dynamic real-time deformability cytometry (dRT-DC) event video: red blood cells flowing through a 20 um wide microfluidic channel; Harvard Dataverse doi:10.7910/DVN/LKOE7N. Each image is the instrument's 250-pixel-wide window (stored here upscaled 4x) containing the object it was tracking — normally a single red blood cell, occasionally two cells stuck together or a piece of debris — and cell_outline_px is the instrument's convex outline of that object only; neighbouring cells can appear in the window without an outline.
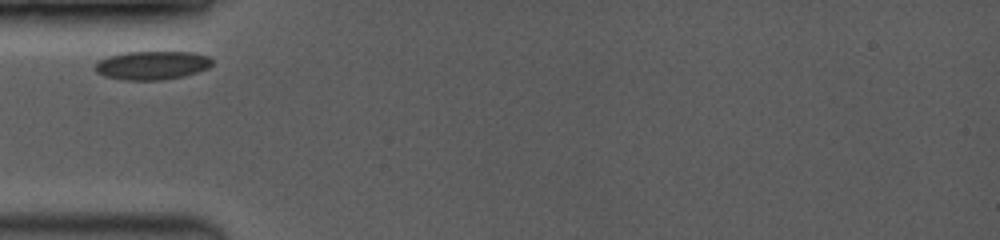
{"species": "common noctule bat (a hibernating species)", "species_latin": "Nyctalus noctula", "temperature_condition": "room temperature", "stored_images_in_passage": 24, "camera_frame_rate_fps": 3500, "um_per_image_px": 0.085, "animal": {"sex": "female", "body_mass_g": 19.0, "forearm_length_mm": 53.3}, "frame": {"image": 1, "passage_image": 1, "time_ms": 0.0, "image_size_px": [1000, 240], "cell_outline_px": [[212, 64], [208, 68], [184, 76], [164, 80], [124, 80], [104, 76], [96, 72], [92, 68], [100, 60], [108, 56], [124, 52], [192, 52], [208, 56], [212, 60]], "centroid_in_image_um": [12.9, 5.55], "position_along_channel_um": 72.1, "area_um2": 19.59}}
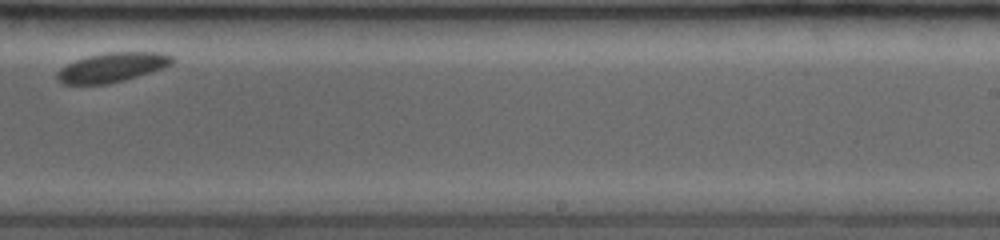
{"frame": {"image": 2, "passage_image": 15, "time_ms": 5.714, "image_size_px": [1000, 240], "cell_outline_px": [[176, 60], [172, 64], [164, 68], [124, 80], [108, 84], [64, 84], [56, 80], [56, 72], [60, 68], [76, 60], [88, 56], [108, 52], [160, 52], [176, 56]], "centroid_in_image_um": [9.57, 5.72], "position_along_channel_um": 279.4, "area_um2": 19.88}}
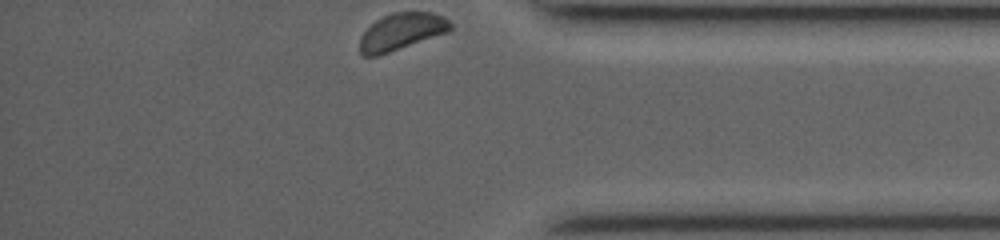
{"frame": {"image": 3, "passage_image": 24, "time_ms": 9.143, "image_size_px": [1000, 240], "cell_outline_px": [[452, 32], [380, 56], [364, 56], [360, 52], [360, 36], [376, 20], [392, 12], [432, 12], [444, 16], [452, 24]], "centroid_in_image_um": [34.19, 2.71], "position_along_channel_um": 401.0, "area_um2": 20.0}}